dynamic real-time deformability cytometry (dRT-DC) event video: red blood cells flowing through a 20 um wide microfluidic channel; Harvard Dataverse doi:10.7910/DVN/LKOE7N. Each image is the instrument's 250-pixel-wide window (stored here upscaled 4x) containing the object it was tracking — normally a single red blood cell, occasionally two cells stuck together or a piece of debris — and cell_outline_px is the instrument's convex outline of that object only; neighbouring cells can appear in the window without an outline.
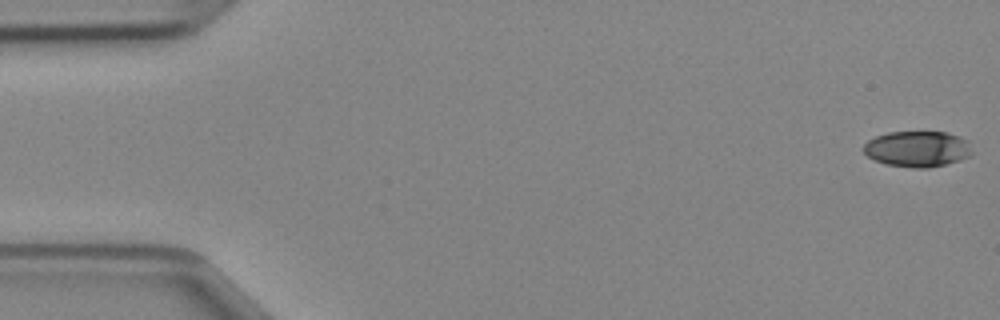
{"species": "Egyptian fruit bat (a non-hibernating species)", "species_latin": "Rousettus aegyptiacus", "temperature_condition": "cold", "stored_images_in_passage": 47, "camera_frame_rate_fps": 3000, "um_per_image_px": 0.085, "animal": {"sex": "female"}, "frame": {"image": 1, "passage_image": 1, "time_ms": 0.0, "image_size_px": [1000, 320], "cell_outline_px": [[972, 152], [968, 156], [944, 164], [928, 168], [912, 168], [884, 164], [868, 156], [864, 152], [864, 144], [868, 140], [876, 136], [888, 132], [948, 132], [960, 136], [968, 140]], "centroid_in_image_um": [77.97, 12.65], "position_along_channel_um": 7.0, "area_um2": 22.6}}
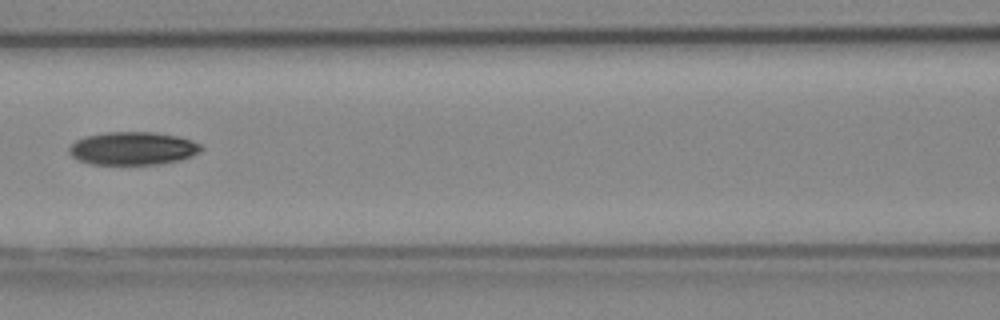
{"frame": {"image": 2, "passage_image": 21, "time_ms": 6.667, "image_size_px": [1000, 320], "cell_outline_px": [[204, 148], [200, 152], [192, 156], [180, 160], [160, 164], [92, 164], [76, 160], [68, 152], [68, 148], [76, 140], [88, 136], [108, 132], [152, 132], [176, 136], [192, 140], [200, 144]], "centroid_in_image_um": [11.3, 12.62], "position_along_channel_um": 155.3, "area_um2": 25.43}}
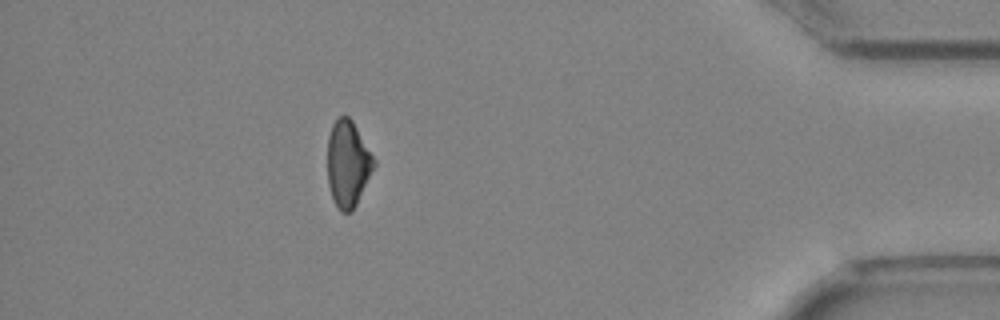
{"frame": {"image": 3, "passage_image": 42, "time_ms": 13.667, "image_size_px": [1000, 320], "cell_outline_px": [[376, 164], [352, 212], [340, 212], [332, 196], [328, 184], [328, 136], [332, 124], [340, 116], [348, 116], [352, 120], [376, 160]], "centroid_in_image_um": [29.57, 13.91], "position_along_channel_um": 405.6, "area_um2": 23.18}}